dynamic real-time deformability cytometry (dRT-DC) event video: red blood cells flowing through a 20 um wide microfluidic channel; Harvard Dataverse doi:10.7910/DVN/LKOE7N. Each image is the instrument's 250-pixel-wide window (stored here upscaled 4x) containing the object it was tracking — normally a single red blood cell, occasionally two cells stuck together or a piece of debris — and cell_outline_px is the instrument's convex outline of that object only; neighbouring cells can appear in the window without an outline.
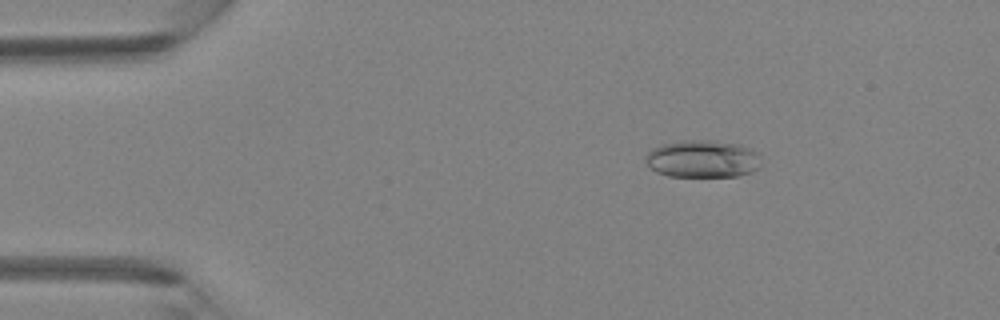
{"species": "Egyptian fruit bat (a non-hibernating species)", "species_latin": "Rousettus aegyptiacus", "temperature_condition": "room temperature", "stored_images_in_passage": 3, "camera_frame_rate_fps": 3000, "um_per_image_px": 0.085, "animal": {"sex": "female"}, "frame": {"image": 1, "passage_image": 2, "time_ms": 0.333, "image_size_px": [1000, 320], "cell_outline_px": [[760, 168], [752, 172], [736, 176], [668, 176], [656, 172], [648, 168], [644, 160], [644, 156], [652, 148], [660, 144], [684, 140], [708, 140], [736, 144], [748, 148], [756, 152]], "centroid_in_image_um": [59.63, 13.51], "position_along_channel_um": 25.4, "area_um2": 25.26}}